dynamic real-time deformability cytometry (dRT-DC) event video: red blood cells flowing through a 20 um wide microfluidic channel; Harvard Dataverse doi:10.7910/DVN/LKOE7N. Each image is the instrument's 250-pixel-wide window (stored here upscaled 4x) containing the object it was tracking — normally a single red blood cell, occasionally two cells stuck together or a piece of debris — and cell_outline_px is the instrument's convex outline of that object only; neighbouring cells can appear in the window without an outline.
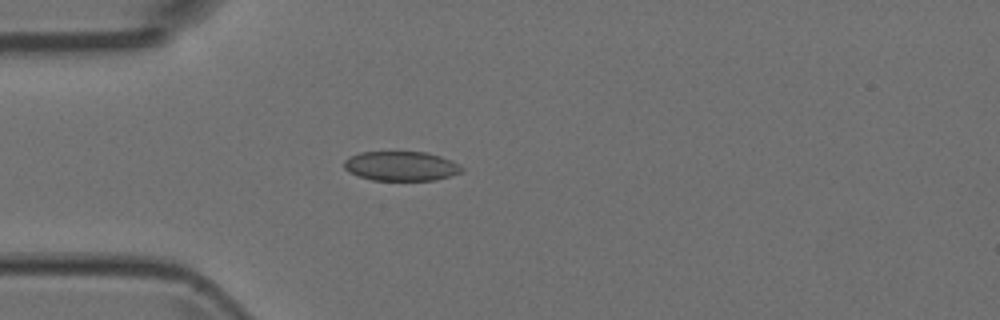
{"species": "Egyptian fruit bat (a non-hibernating species)", "species_latin": "Rousettus aegyptiacus", "temperature_condition": "room temperature", "stored_images_in_passage": 3, "camera_frame_rate_fps": 3000, "um_per_image_px": 0.085, "animal": {"sex": "female"}, "frame": {"image": 1, "passage_image": 3, "time_ms": 0.667, "image_size_px": [1000, 320], "cell_outline_px": [[464, 168], [460, 172], [436, 180], [372, 180], [348, 172], [344, 168], [344, 160], [348, 156], [360, 152], [428, 152], [452, 160], [460, 164]], "centroid_in_image_um": [34.08, 14.11], "position_along_channel_um": 50.9, "area_um2": 20.29}}